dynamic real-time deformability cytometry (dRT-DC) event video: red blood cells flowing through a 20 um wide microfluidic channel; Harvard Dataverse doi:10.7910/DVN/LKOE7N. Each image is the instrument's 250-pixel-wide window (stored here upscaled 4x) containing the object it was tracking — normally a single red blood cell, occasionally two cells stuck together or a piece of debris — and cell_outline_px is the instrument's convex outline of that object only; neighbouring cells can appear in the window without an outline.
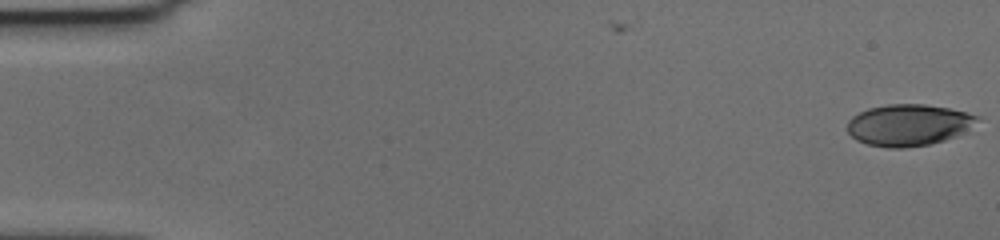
{"species": "human", "species_latin": "Homo sapiens", "temperature_condition": "cold", "stored_images_in_passage": 59, "camera_frame_rate_fps": 3000, "um_per_image_px": 0.085, "donor": {"sex": "female"}, "frame": {"image": 1, "passage_image": 1, "time_ms": 0.0, "image_size_px": [1000, 240], "cell_outline_px": [[980, 116], [956, 136], [944, 140], [928, 144], [904, 148], [888, 148], [868, 144], [856, 140], [848, 132], [848, 120], [852, 116], [868, 108], [888, 104], [924, 104], [948, 108]], "centroid_in_image_um": [77.14, 10.62], "position_along_channel_um": 7.9, "area_um2": 30.92}}
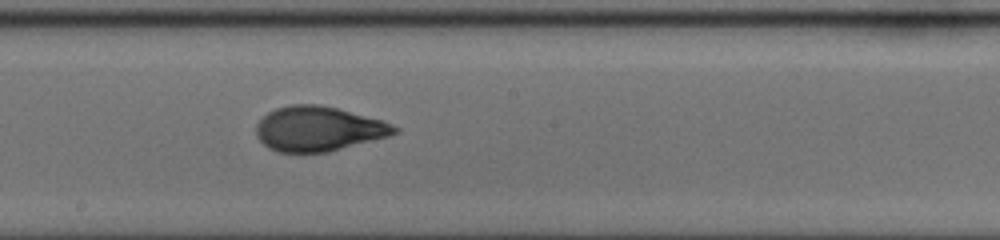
{"frame": {"image": 2, "passage_image": 33, "time_ms": 10.667, "image_size_px": [1000, 240], "cell_outline_px": [[400, 132], [388, 136], [328, 152], [276, 152], [268, 148], [256, 136], [256, 124], [268, 112], [276, 108], [292, 104], [320, 104], [384, 120], [400, 128]], "centroid_in_image_um": [27.07, 10.94], "position_along_channel_um": 221.1, "area_um2": 36.13}}
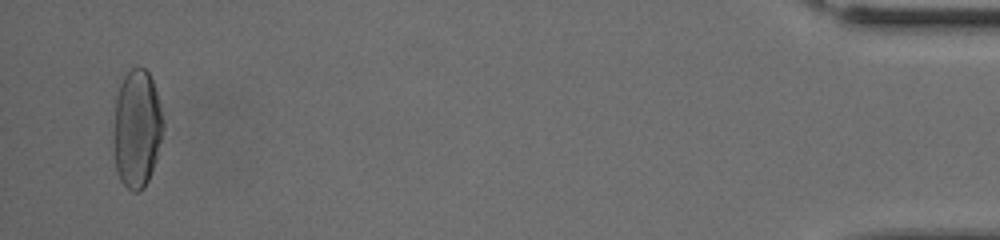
{"frame": {"image": 3, "passage_image": 57, "time_ms": 18.667, "image_size_px": [1000, 240], "cell_outline_px": [[164, 128], [156, 156], [148, 180], [144, 188], [140, 192], [132, 192], [120, 180], [116, 172], [112, 152], [112, 132], [116, 96], [120, 84], [124, 76], [132, 68], [140, 64], [148, 72], [152, 80], [156, 92], [164, 120]], "centroid_in_image_um": [11.59, 10.94], "position_along_channel_um": 423.6, "area_um2": 34.8}, "authors_computed_cell_mechanics": {"area_um2": 35.0268, "velocity_mm_per_s": 3.5759, "shape_relaxation_time_tau1_ms": 4.6328, "shape_relaxation_time_tau2_ms": 1.203, "deformation_change_tau1": 0.1955, "deformation_change_tau2": 0.065}}